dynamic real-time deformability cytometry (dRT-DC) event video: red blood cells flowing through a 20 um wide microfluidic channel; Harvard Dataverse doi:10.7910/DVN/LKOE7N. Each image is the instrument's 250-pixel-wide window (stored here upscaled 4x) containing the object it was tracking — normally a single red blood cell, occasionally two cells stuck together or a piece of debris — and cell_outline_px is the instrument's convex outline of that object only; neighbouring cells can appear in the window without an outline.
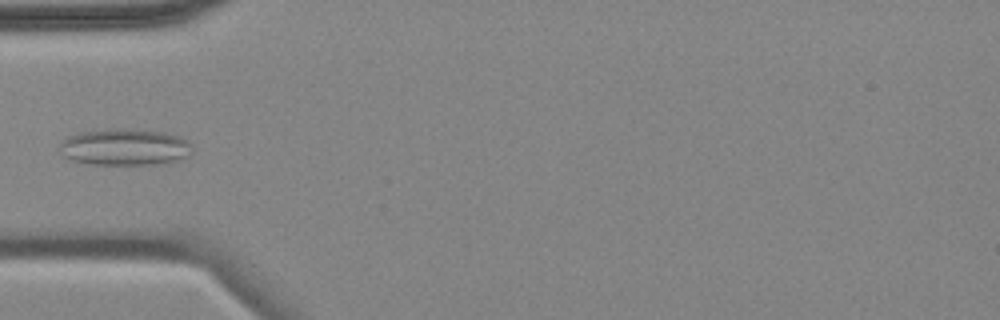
{"species": "common noctule bat (a hibernating species)", "species_latin": "Nyctalus noctula", "temperature_condition": "cold", "stored_images_in_passage": 3, "camera_frame_rate_fps": 3000, "um_per_image_px": 0.085, "animal": {"sex": "female", "body_mass_g": 18.4}, "frame": {"image": 1, "passage_image": 3, "time_ms": 2.333, "image_size_px": [1000, 320], "cell_outline_px": [[192, 152], [188, 156], [164, 164], [92, 164], [72, 160], [64, 156], [60, 148], [60, 140], [68, 136], [80, 132], [108, 128], [128, 128], [164, 132], [180, 136], [188, 140], [192, 144]], "centroid_in_image_um": [10.63, 12.48], "position_along_channel_um": 74.4, "area_um2": 28.67}}